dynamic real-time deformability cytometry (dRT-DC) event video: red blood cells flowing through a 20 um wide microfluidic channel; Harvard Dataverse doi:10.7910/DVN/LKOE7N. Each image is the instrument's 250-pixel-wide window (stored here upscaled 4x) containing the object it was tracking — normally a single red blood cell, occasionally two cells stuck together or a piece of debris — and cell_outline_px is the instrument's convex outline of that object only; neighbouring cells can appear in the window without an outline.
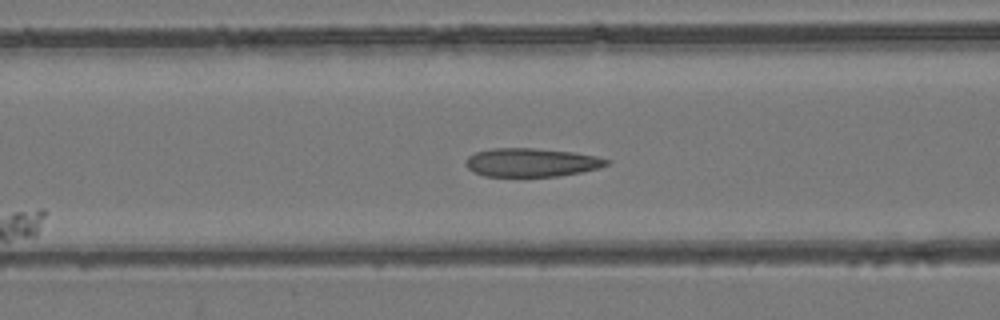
{"species": "common noctule bat (a hibernating species)", "species_latin": "Nyctalus noctula", "temperature_condition": "room temperature", "stored_images_in_passage": 7, "camera_frame_rate_fps": 3000, "um_per_image_px": 0.085, "animal": {"sex": "female", "body_mass_g": 24.6, "forearm_length_mm": 56.2}, "frame": {"image": 1, "passage_image": 7, "time_ms": 7.0, "image_size_px": [1000, 320], "cell_outline_px": [[612, 160], [608, 164], [596, 168], [580, 172], [560, 176], [484, 176], [472, 172], [468, 168], [464, 160], [468, 156], [476, 152], [492, 148], [532, 148], [572, 152], [596, 156]], "centroid_in_image_um": [45.13, 13.81], "position_along_channel_um": 121.5, "area_um2": 23.35}}